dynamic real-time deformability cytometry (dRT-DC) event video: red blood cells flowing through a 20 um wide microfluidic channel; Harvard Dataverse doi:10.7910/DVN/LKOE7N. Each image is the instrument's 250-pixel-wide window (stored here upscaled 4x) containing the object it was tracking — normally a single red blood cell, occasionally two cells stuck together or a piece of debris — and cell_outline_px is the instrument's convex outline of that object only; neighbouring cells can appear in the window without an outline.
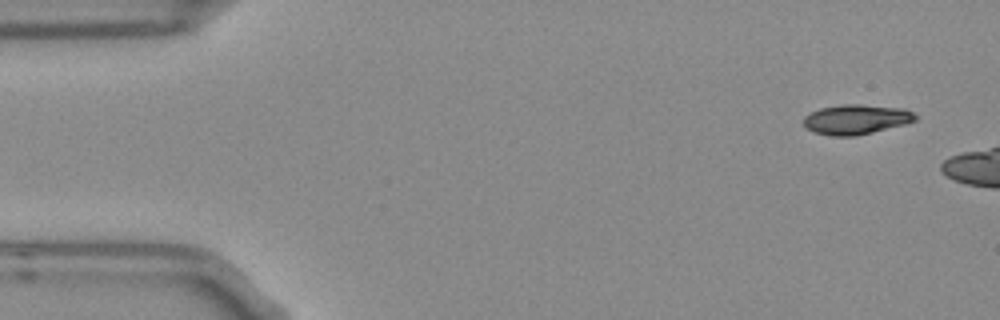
{"species": "Egyptian fruit bat (a non-hibernating species)", "species_latin": "Rousettus aegyptiacus", "temperature_condition": "room temperature", "stored_images_in_passage": 3, "camera_frame_rate_fps": 3000, "um_per_image_px": 0.085, "frame": {"image": 1, "passage_image": 1, "time_ms": 0.0, "image_size_px": [1000, 320], "cell_outline_px": [[916, 120], [904, 124], [856, 136], [832, 136], [816, 132], [808, 128], [804, 124], [804, 116], [820, 108], [840, 104], [860, 104], [904, 108], [912, 112], [916, 116]], "centroid_in_image_um": [72.77, 10.13], "position_along_channel_um": 12.2, "area_um2": 19.25}}